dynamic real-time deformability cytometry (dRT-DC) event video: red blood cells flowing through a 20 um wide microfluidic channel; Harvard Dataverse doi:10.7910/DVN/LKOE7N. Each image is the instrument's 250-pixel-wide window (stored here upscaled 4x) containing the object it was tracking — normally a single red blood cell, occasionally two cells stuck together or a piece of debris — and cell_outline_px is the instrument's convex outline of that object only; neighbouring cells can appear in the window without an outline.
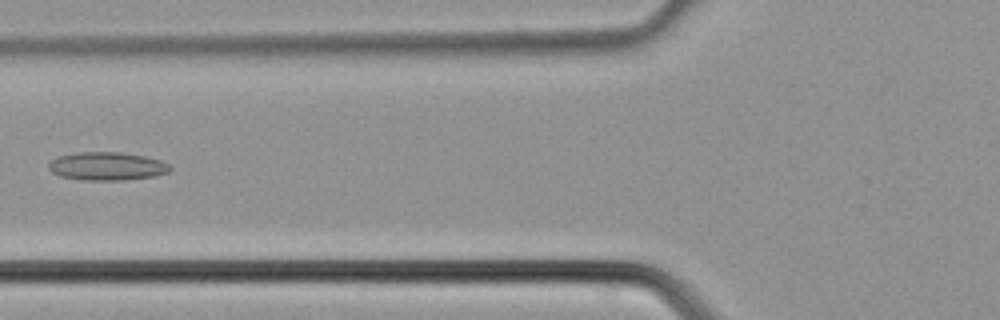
{"species": "common noctule bat (a hibernating species)", "species_latin": "Nyctalus noctula", "temperature_condition": "cold", "stored_images_in_passage": 28, "camera_frame_rate_fps": 3000, "um_per_image_px": 0.085, "animal": {"sex": "male", "body_mass_g": 21.5, "forearm_length_mm": 52.0}, "frame": {"image": 1, "passage_image": 5, "time_ms": 1.333, "image_size_px": [1000, 320], "cell_outline_px": [[172, 168], [168, 172], [156, 176], [124, 180], [80, 180], [60, 176], [52, 172], [48, 168], [48, 164], [56, 156], [76, 152], [120, 152], [144, 156], [160, 160], [168, 164]], "centroid_in_image_um": [9.07, 14.13], "position_along_channel_um": 116.7, "area_um2": 20.11}}
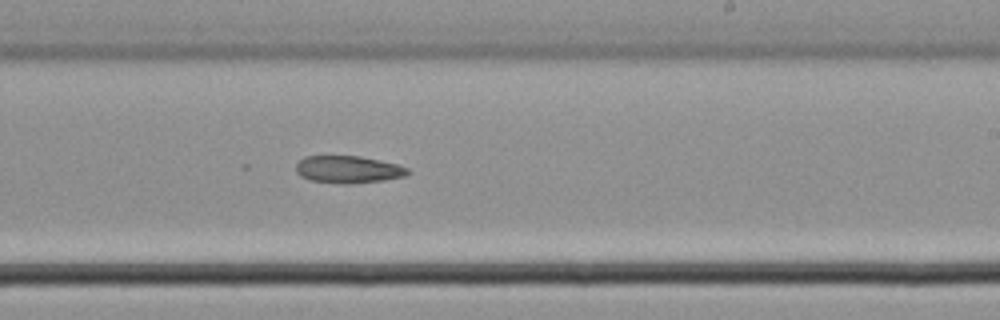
{"frame": {"image": 2, "passage_image": 13, "time_ms": 4.0, "image_size_px": [1000, 320], "cell_outline_px": [[408, 172], [404, 176], [384, 180], [352, 184], [344, 184], [308, 180], [300, 176], [296, 172], [296, 164], [304, 156], [360, 156], [380, 160], [396, 164], [408, 168]], "centroid_in_image_um": [29.55, 14.41], "position_along_channel_um": 259.4, "area_um2": 17.8}}
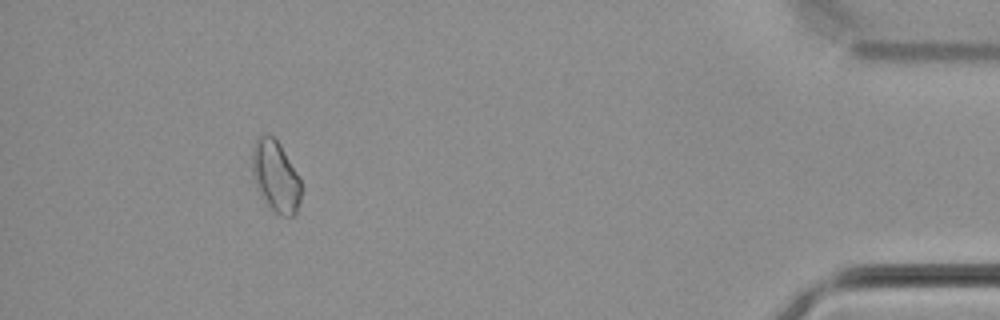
{"frame": {"image": 3, "passage_image": 25, "time_ms": 8.0, "image_size_px": [1000, 320], "cell_outline_px": [[300, 200], [296, 216], [284, 216], [276, 212], [268, 204], [256, 188], [252, 176], [252, 148], [256, 136], [272, 136], [280, 144], [300, 176]], "centroid_in_image_um": [23.42, 14.97], "position_along_channel_um": 411.8, "area_um2": 20.35}}